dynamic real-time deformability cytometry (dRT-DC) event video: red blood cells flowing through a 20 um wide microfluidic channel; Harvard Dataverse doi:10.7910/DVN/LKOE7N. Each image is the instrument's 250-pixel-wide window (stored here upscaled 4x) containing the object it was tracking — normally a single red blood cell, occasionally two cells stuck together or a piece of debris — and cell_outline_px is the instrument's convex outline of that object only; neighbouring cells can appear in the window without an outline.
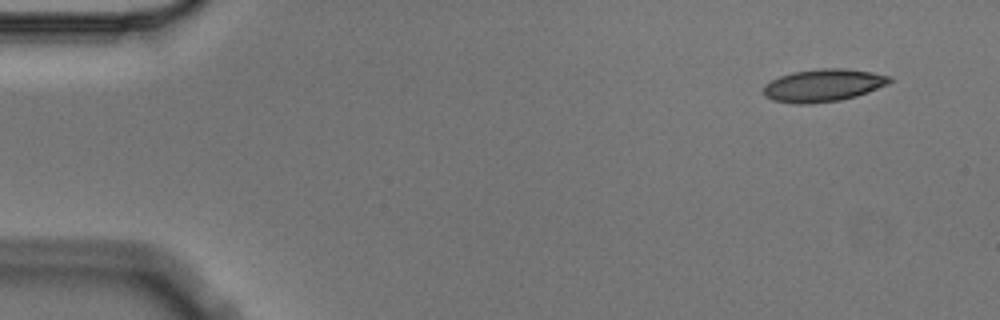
{"species": "Egyptian fruit bat (a non-hibernating species)", "species_latin": "Rousettus aegyptiacus", "temperature_condition": "cold", "stored_images_in_passage": 3, "camera_frame_rate_fps": 3000, "um_per_image_px": 0.085, "animal": {"sex": "male"}, "frame": {"image": 1, "passage_image": 1, "time_ms": 0.0, "image_size_px": [1000, 320], "cell_outline_px": [[892, 80], [888, 84], [868, 92], [856, 96], [840, 100], [808, 104], [796, 104], [772, 100], [764, 96], [764, 84], [780, 76], [792, 72], [820, 68], [848, 68], [872, 72], [892, 76]], "centroid_in_image_um": [69.98, 7.25], "position_along_channel_um": 15.0, "area_um2": 24.1}}
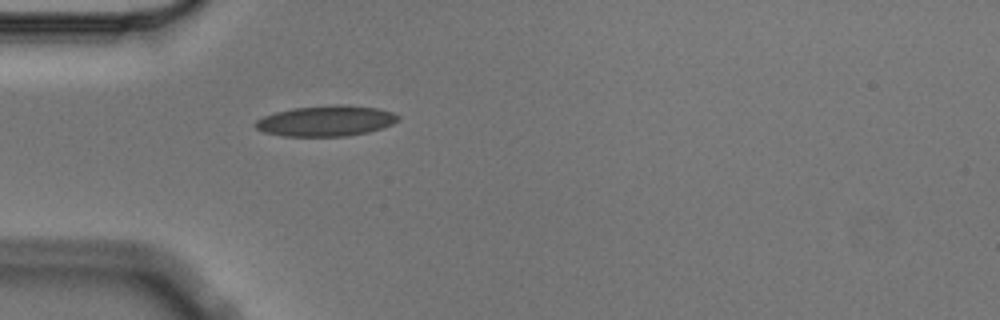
{"frame": {"image": 2, "passage_image": 3, "time_ms": 0.667, "image_size_px": [1000, 320], "cell_outline_px": [[400, 120], [384, 128], [368, 132], [348, 136], [284, 136], [264, 132], [256, 128], [252, 124], [256, 120], [264, 116], [276, 112], [292, 108], [336, 104], [344, 104], [376, 108], [392, 112], [400, 116]], "centroid_in_image_um": [27.72, 10.27], "position_along_channel_um": 57.3, "area_um2": 25.66}}